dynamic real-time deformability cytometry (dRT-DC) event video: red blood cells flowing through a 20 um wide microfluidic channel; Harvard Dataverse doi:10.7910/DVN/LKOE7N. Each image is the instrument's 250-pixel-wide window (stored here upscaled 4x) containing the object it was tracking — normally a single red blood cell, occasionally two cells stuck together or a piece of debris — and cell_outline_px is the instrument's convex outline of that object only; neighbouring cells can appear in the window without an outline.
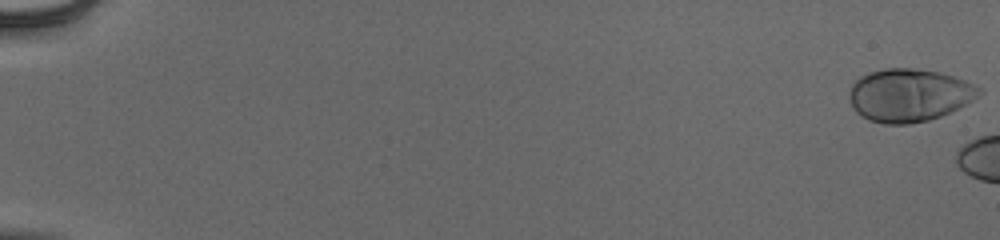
{"species": "human", "species_latin": "Homo sapiens", "temperature_condition": "cold", "stored_images_in_passage": 7, "camera_frame_rate_fps": 3000, "um_per_image_px": 0.085, "donor": {"sex": "male"}, "frame": {"image": 1, "passage_image": 1, "time_ms": 0.0, "image_size_px": [1000, 240], "cell_outline_px": [[984, 92], [972, 100], [940, 116], [928, 120], [908, 124], [884, 124], [868, 120], [856, 112], [852, 108], [848, 96], [848, 92], [852, 84], [860, 76], [868, 72], [884, 68], [916, 68], [940, 72], [964, 80], [984, 88]], "centroid_in_image_um": [77.24, 8.08], "position_along_channel_um": 7.8, "area_um2": 40.23}}